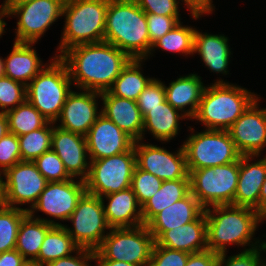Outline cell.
Masks as SVG:
<instances>
[{
    "label": "cell",
    "mask_w": 266,
    "mask_h": 266,
    "mask_svg": "<svg viewBox=\"0 0 266 266\" xmlns=\"http://www.w3.org/2000/svg\"><path fill=\"white\" fill-rule=\"evenodd\" d=\"M58 57L66 64L71 81L82 90L108 91L131 58L107 43L79 44Z\"/></svg>",
    "instance_id": "cell-1"
},
{
    "label": "cell",
    "mask_w": 266,
    "mask_h": 266,
    "mask_svg": "<svg viewBox=\"0 0 266 266\" xmlns=\"http://www.w3.org/2000/svg\"><path fill=\"white\" fill-rule=\"evenodd\" d=\"M104 42L131 59L143 60L151 54L146 13L135 0H108Z\"/></svg>",
    "instance_id": "cell-2"
},
{
    "label": "cell",
    "mask_w": 266,
    "mask_h": 266,
    "mask_svg": "<svg viewBox=\"0 0 266 266\" xmlns=\"http://www.w3.org/2000/svg\"><path fill=\"white\" fill-rule=\"evenodd\" d=\"M212 207L205 209L209 250L221 254L226 253L227 244L245 246L252 242L259 223L255 209L232 204Z\"/></svg>",
    "instance_id": "cell-3"
},
{
    "label": "cell",
    "mask_w": 266,
    "mask_h": 266,
    "mask_svg": "<svg viewBox=\"0 0 266 266\" xmlns=\"http://www.w3.org/2000/svg\"><path fill=\"white\" fill-rule=\"evenodd\" d=\"M245 88L218 80L206 87L193 119L207 129L228 130L257 98Z\"/></svg>",
    "instance_id": "cell-4"
},
{
    "label": "cell",
    "mask_w": 266,
    "mask_h": 266,
    "mask_svg": "<svg viewBox=\"0 0 266 266\" xmlns=\"http://www.w3.org/2000/svg\"><path fill=\"white\" fill-rule=\"evenodd\" d=\"M108 0H65L62 16H66L61 37L60 55L79 44L104 42Z\"/></svg>",
    "instance_id": "cell-5"
},
{
    "label": "cell",
    "mask_w": 266,
    "mask_h": 266,
    "mask_svg": "<svg viewBox=\"0 0 266 266\" xmlns=\"http://www.w3.org/2000/svg\"><path fill=\"white\" fill-rule=\"evenodd\" d=\"M26 86L29 101L49 122L56 123L72 81L66 64L56 55Z\"/></svg>",
    "instance_id": "cell-6"
},
{
    "label": "cell",
    "mask_w": 266,
    "mask_h": 266,
    "mask_svg": "<svg viewBox=\"0 0 266 266\" xmlns=\"http://www.w3.org/2000/svg\"><path fill=\"white\" fill-rule=\"evenodd\" d=\"M101 246L94 251L95 260H113L146 266L152 256L155 239L146 225L110 228Z\"/></svg>",
    "instance_id": "cell-7"
},
{
    "label": "cell",
    "mask_w": 266,
    "mask_h": 266,
    "mask_svg": "<svg viewBox=\"0 0 266 266\" xmlns=\"http://www.w3.org/2000/svg\"><path fill=\"white\" fill-rule=\"evenodd\" d=\"M193 196L206 209L233 204L239 179V160L226 165L189 170Z\"/></svg>",
    "instance_id": "cell-8"
},
{
    "label": "cell",
    "mask_w": 266,
    "mask_h": 266,
    "mask_svg": "<svg viewBox=\"0 0 266 266\" xmlns=\"http://www.w3.org/2000/svg\"><path fill=\"white\" fill-rule=\"evenodd\" d=\"M182 146L188 170L226 165L241 157L228 130L206 129L189 136Z\"/></svg>",
    "instance_id": "cell-9"
},
{
    "label": "cell",
    "mask_w": 266,
    "mask_h": 266,
    "mask_svg": "<svg viewBox=\"0 0 266 266\" xmlns=\"http://www.w3.org/2000/svg\"><path fill=\"white\" fill-rule=\"evenodd\" d=\"M89 162V173L84 180L87 193L102 197L131 187L136 166L134 147L124 153Z\"/></svg>",
    "instance_id": "cell-10"
},
{
    "label": "cell",
    "mask_w": 266,
    "mask_h": 266,
    "mask_svg": "<svg viewBox=\"0 0 266 266\" xmlns=\"http://www.w3.org/2000/svg\"><path fill=\"white\" fill-rule=\"evenodd\" d=\"M103 207V198L85 192L68 218L73 229L63 225L79 248L96 251L101 246L106 236L104 230L110 229Z\"/></svg>",
    "instance_id": "cell-11"
},
{
    "label": "cell",
    "mask_w": 266,
    "mask_h": 266,
    "mask_svg": "<svg viewBox=\"0 0 266 266\" xmlns=\"http://www.w3.org/2000/svg\"><path fill=\"white\" fill-rule=\"evenodd\" d=\"M65 0H33L9 6V16L17 15V43H35L60 16Z\"/></svg>",
    "instance_id": "cell-12"
},
{
    "label": "cell",
    "mask_w": 266,
    "mask_h": 266,
    "mask_svg": "<svg viewBox=\"0 0 266 266\" xmlns=\"http://www.w3.org/2000/svg\"><path fill=\"white\" fill-rule=\"evenodd\" d=\"M134 151L136 166L162 181L190 179L183 146L176 154L156 145L140 143L138 140L134 143Z\"/></svg>",
    "instance_id": "cell-13"
},
{
    "label": "cell",
    "mask_w": 266,
    "mask_h": 266,
    "mask_svg": "<svg viewBox=\"0 0 266 266\" xmlns=\"http://www.w3.org/2000/svg\"><path fill=\"white\" fill-rule=\"evenodd\" d=\"M3 176L5 205L9 207L30 202L32 207L48 183L33 161H20Z\"/></svg>",
    "instance_id": "cell-14"
},
{
    "label": "cell",
    "mask_w": 266,
    "mask_h": 266,
    "mask_svg": "<svg viewBox=\"0 0 266 266\" xmlns=\"http://www.w3.org/2000/svg\"><path fill=\"white\" fill-rule=\"evenodd\" d=\"M85 192L83 180L75 182L72 178L67 181L48 182L36 203L30 209H26L30 216L38 210L54 218L68 220Z\"/></svg>",
    "instance_id": "cell-15"
},
{
    "label": "cell",
    "mask_w": 266,
    "mask_h": 266,
    "mask_svg": "<svg viewBox=\"0 0 266 266\" xmlns=\"http://www.w3.org/2000/svg\"><path fill=\"white\" fill-rule=\"evenodd\" d=\"M241 155L259 156L266 146V108L258 109V97L228 129Z\"/></svg>",
    "instance_id": "cell-16"
},
{
    "label": "cell",
    "mask_w": 266,
    "mask_h": 266,
    "mask_svg": "<svg viewBox=\"0 0 266 266\" xmlns=\"http://www.w3.org/2000/svg\"><path fill=\"white\" fill-rule=\"evenodd\" d=\"M89 160L115 156L131 150L135 140L103 114L85 135Z\"/></svg>",
    "instance_id": "cell-17"
},
{
    "label": "cell",
    "mask_w": 266,
    "mask_h": 266,
    "mask_svg": "<svg viewBox=\"0 0 266 266\" xmlns=\"http://www.w3.org/2000/svg\"><path fill=\"white\" fill-rule=\"evenodd\" d=\"M83 91L80 93L71 91L67 95L57 120L61 122L59 128L85 136L101 113H97L96 103V98L101 97V93Z\"/></svg>",
    "instance_id": "cell-18"
},
{
    "label": "cell",
    "mask_w": 266,
    "mask_h": 266,
    "mask_svg": "<svg viewBox=\"0 0 266 266\" xmlns=\"http://www.w3.org/2000/svg\"><path fill=\"white\" fill-rule=\"evenodd\" d=\"M51 149L64 163L72 178L81 176L85 180L89 173L90 162L87 161L88 148L85 136L53 127Z\"/></svg>",
    "instance_id": "cell-19"
},
{
    "label": "cell",
    "mask_w": 266,
    "mask_h": 266,
    "mask_svg": "<svg viewBox=\"0 0 266 266\" xmlns=\"http://www.w3.org/2000/svg\"><path fill=\"white\" fill-rule=\"evenodd\" d=\"M255 155H241L239 159V179L232 205L243 206L259 211L261 187L266 179L265 158L249 164Z\"/></svg>",
    "instance_id": "cell-20"
},
{
    "label": "cell",
    "mask_w": 266,
    "mask_h": 266,
    "mask_svg": "<svg viewBox=\"0 0 266 266\" xmlns=\"http://www.w3.org/2000/svg\"><path fill=\"white\" fill-rule=\"evenodd\" d=\"M103 101L100 111L106 118L115 123L135 141L143 139V116L137 101L116 97L109 91L101 93Z\"/></svg>",
    "instance_id": "cell-21"
},
{
    "label": "cell",
    "mask_w": 266,
    "mask_h": 266,
    "mask_svg": "<svg viewBox=\"0 0 266 266\" xmlns=\"http://www.w3.org/2000/svg\"><path fill=\"white\" fill-rule=\"evenodd\" d=\"M205 208L190 192L183 199L174 202L156 214L147 224V228L155 241L165 232L197 219Z\"/></svg>",
    "instance_id": "cell-22"
},
{
    "label": "cell",
    "mask_w": 266,
    "mask_h": 266,
    "mask_svg": "<svg viewBox=\"0 0 266 266\" xmlns=\"http://www.w3.org/2000/svg\"><path fill=\"white\" fill-rule=\"evenodd\" d=\"M159 246L187 253L208 249L205 211L194 221L178 228L165 231L156 241Z\"/></svg>",
    "instance_id": "cell-23"
},
{
    "label": "cell",
    "mask_w": 266,
    "mask_h": 266,
    "mask_svg": "<svg viewBox=\"0 0 266 266\" xmlns=\"http://www.w3.org/2000/svg\"><path fill=\"white\" fill-rule=\"evenodd\" d=\"M105 197L108 200V205H104L103 208L110 228H130L143 225L142 207L131 187L101 198Z\"/></svg>",
    "instance_id": "cell-24"
},
{
    "label": "cell",
    "mask_w": 266,
    "mask_h": 266,
    "mask_svg": "<svg viewBox=\"0 0 266 266\" xmlns=\"http://www.w3.org/2000/svg\"><path fill=\"white\" fill-rule=\"evenodd\" d=\"M164 87L166 101L175 109L184 112L188 119L189 117L190 119L193 118L206 88L201 82V77L197 74H190L177 78L168 87L164 84ZM186 106H190V108L185 110Z\"/></svg>",
    "instance_id": "cell-25"
},
{
    "label": "cell",
    "mask_w": 266,
    "mask_h": 266,
    "mask_svg": "<svg viewBox=\"0 0 266 266\" xmlns=\"http://www.w3.org/2000/svg\"><path fill=\"white\" fill-rule=\"evenodd\" d=\"M31 45L33 43L14 42L12 52L4 59L5 76L25 86L46 66L41 64Z\"/></svg>",
    "instance_id": "cell-26"
},
{
    "label": "cell",
    "mask_w": 266,
    "mask_h": 266,
    "mask_svg": "<svg viewBox=\"0 0 266 266\" xmlns=\"http://www.w3.org/2000/svg\"><path fill=\"white\" fill-rule=\"evenodd\" d=\"M143 116V132L150 131L160 141H169L178 134L179 120L186 119V115H179L166 100L155 108H139Z\"/></svg>",
    "instance_id": "cell-27"
},
{
    "label": "cell",
    "mask_w": 266,
    "mask_h": 266,
    "mask_svg": "<svg viewBox=\"0 0 266 266\" xmlns=\"http://www.w3.org/2000/svg\"><path fill=\"white\" fill-rule=\"evenodd\" d=\"M53 226H62L53 220L34 218L27 214L20 223L15 249L32 263L39 254L47 232ZM30 257V258H29Z\"/></svg>",
    "instance_id": "cell-28"
},
{
    "label": "cell",
    "mask_w": 266,
    "mask_h": 266,
    "mask_svg": "<svg viewBox=\"0 0 266 266\" xmlns=\"http://www.w3.org/2000/svg\"><path fill=\"white\" fill-rule=\"evenodd\" d=\"M193 53L200 54L203 62L211 71L227 74L231 51L228 38L224 35L203 34L196 29Z\"/></svg>",
    "instance_id": "cell-29"
},
{
    "label": "cell",
    "mask_w": 266,
    "mask_h": 266,
    "mask_svg": "<svg viewBox=\"0 0 266 266\" xmlns=\"http://www.w3.org/2000/svg\"><path fill=\"white\" fill-rule=\"evenodd\" d=\"M190 192V179L163 181L161 188L142 206L143 224L146 225L156 214Z\"/></svg>",
    "instance_id": "cell-30"
},
{
    "label": "cell",
    "mask_w": 266,
    "mask_h": 266,
    "mask_svg": "<svg viewBox=\"0 0 266 266\" xmlns=\"http://www.w3.org/2000/svg\"><path fill=\"white\" fill-rule=\"evenodd\" d=\"M78 248L63 225L53 226L47 232L38 257L32 263L35 266H44L53 260L71 255Z\"/></svg>",
    "instance_id": "cell-31"
},
{
    "label": "cell",
    "mask_w": 266,
    "mask_h": 266,
    "mask_svg": "<svg viewBox=\"0 0 266 266\" xmlns=\"http://www.w3.org/2000/svg\"><path fill=\"white\" fill-rule=\"evenodd\" d=\"M142 59H131L108 90L116 97L137 101L139 95L153 78H146L140 71Z\"/></svg>",
    "instance_id": "cell-32"
},
{
    "label": "cell",
    "mask_w": 266,
    "mask_h": 266,
    "mask_svg": "<svg viewBox=\"0 0 266 266\" xmlns=\"http://www.w3.org/2000/svg\"><path fill=\"white\" fill-rule=\"evenodd\" d=\"M9 133L17 137L44 127L49 121L27 100L6 112Z\"/></svg>",
    "instance_id": "cell-33"
},
{
    "label": "cell",
    "mask_w": 266,
    "mask_h": 266,
    "mask_svg": "<svg viewBox=\"0 0 266 266\" xmlns=\"http://www.w3.org/2000/svg\"><path fill=\"white\" fill-rule=\"evenodd\" d=\"M53 122L44 127L18 136L21 161H34L43 153L51 150Z\"/></svg>",
    "instance_id": "cell-34"
},
{
    "label": "cell",
    "mask_w": 266,
    "mask_h": 266,
    "mask_svg": "<svg viewBox=\"0 0 266 266\" xmlns=\"http://www.w3.org/2000/svg\"><path fill=\"white\" fill-rule=\"evenodd\" d=\"M27 214V209L20 207L0 208V253L15 250L19 226Z\"/></svg>",
    "instance_id": "cell-35"
},
{
    "label": "cell",
    "mask_w": 266,
    "mask_h": 266,
    "mask_svg": "<svg viewBox=\"0 0 266 266\" xmlns=\"http://www.w3.org/2000/svg\"><path fill=\"white\" fill-rule=\"evenodd\" d=\"M195 31V28L182 26L179 22L171 31L152 45L151 51L158 47L169 52L172 51V53L193 54Z\"/></svg>",
    "instance_id": "cell-36"
},
{
    "label": "cell",
    "mask_w": 266,
    "mask_h": 266,
    "mask_svg": "<svg viewBox=\"0 0 266 266\" xmlns=\"http://www.w3.org/2000/svg\"><path fill=\"white\" fill-rule=\"evenodd\" d=\"M162 183L163 181L152 173L143 171L135 166L131 188L141 207L161 188Z\"/></svg>",
    "instance_id": "cell-37"
},
{
    "label": "cell",
    "mask_w": 266,
    "mask_h": 266,
    "mask_svg": "<svg viewBox=\"0 0 266 266\" xmlns=\"http://www.w3.org/2000/svg\"><path fill=\"white\" fill-rule=\"evenodd\" d=\"M33 162L48 182L72 179L66 171L64 163L52 149L43 153Z\"/></svg>",
    "instance_id": "cell-38"
},
{
    "label": "cell",
    "mask_w": 266,
    "mask_h": 266,
    "mask_svg": "<svg viewBox=\"0 0 266 266\" xmlns=\"http://www.w3.org/2000/svg\"><path fill=\"white\" fill-rule=\"evenodd\" d=\"M25 100L26 86L23 83L5 75L0 77V108L3 112L16 108Z\"/></svg>",
    "instance_id": "cell-39"
},
{
    "label": "cell",
    "mask_w": 266,
    "mask_h": 266,
    "mask_svg": "<svg viewBox=\"0 0 266 266\" xmlns=\"http://www.w3.org/2000/svg\"><path fill=\"white\" fill-rule=\"evenodd\" d=\"M260 240L251 244V248L245 249L243 252L228 257L226 253H221L218 256L217 266H266L265 261L261 259V251H266V242L263 241L259 245ZM225 264V265H224Z\"/></svg>",
    "instance_id": "cell-40"
},
{
    "label": "cell",
    "mask_w": 266,
    "mask_h": 266,
    "mask_svg": "<svg viewBox=\"0 0 266 266\" xmlns=\"http://www.w3.org/2000/svg\"><path fill=\"white\" fill-rule=\"evenodd\" d=\"M190 253L159 246L156 242L146 266H185Z\"/></svg>",
    "instance_id": "cell-41"
},
{
    "label": "cell",
    "mask_w": 266,
    "mask_h": 266,
    "mask_svg": "<svg viewBox=\"0 0 266 266\" xmlns=\"http://www.w3.org/2000/svg\"><path fill=\"white\" fill-rule=\"evenodd\" d=\"M20 161L21 152L18 137L15 134L8 133L0 139V172L3 174Z\"/></svg>",
    "instance_id": "cell-42"
},
{
    "label": "cell",
    "mask_w": 266,
    "mask_h": 266,
    "mask_svg": "<svg viewBox=\"0 0 266 266\" xmlns=\"http://www.w3.org/2000/svg\"><path fill=\"white\" fill-rule=\"evenodd\" d=\"M148 34L152 45L166 33L171 31L179 22V16H163L146 13Z\"/></svg>",
    "instance_id": "cell-43"
},
{
    "label": "cell",
    "mask_w": 266,
    "mask_h": 266,
    "mask_svg": "<svg viewBox=\"0 0 266 266\" xmlns=\"http://www.w3.org/2000/svg\"><path fill=\"white\" fill-rule=\"evenodd\" d=\"M166 100L164 84L153 78L137 99L139 108H155Z\"/></svg>",
    "instance_id": "cell-44"
},
{
    "label": "cell",
    "mask_w": 266,
    "mask_h": 266,
    "mask_svg": "<svg viewBox=\"0 0 266 266\" xmlns=\"http://www.w3.org/2000/svg\"><path fill=\"white\" fill-rule=\"evenodd\" d=\"M145 12L163 16H179L177 0H135Z\"/></svg>",
    "instance_id": "cell-45"
},
{
    "label": "cell",
    "mask_w": 266,
    "mask_h": 266,
    "mask_svg": "<svg viewBox=\"0 0 266 266\" xmlns=\"http://www.w3.org/2000/svg\"><path fill=\"white\" fill-rule=\"evenodd\" d=\"M77 256H66L47 263L45 266H89L88 260H95L94 251L85 248L76 250Z\"/></svg>",
    "instance_id": "cell-46"
},
{
    "label": "cell",
    "mask_w": 266,
    "mask_h": 266,
    "mask_svg": "<svg viewBox=\"0 0 266 266\" xmlns=\"http://www.w3.org/2000/svg\"><path fill=\"white\" fill-rule=\"evenodd\" d=\"M219 254L207 249L189 254L185 266H217Z\"/></svg>",
    "instance_id": "cell-47"
},
{
    "label": "cell",
    "mask_w": 266,
    "mask_h": 266,
    "mask_svg": "<svg viewBox=\"0 0 266 266\" xmlns=\"http://www.w3.org/2000/svg\"><path fill=\"white\" fill-rule=\"evenodd\" d=\"M193 18L198 19L205 13H211L214 8L212 0H183Z\"/></svg>",
    "instance_id": "cell-48"
},
{
    "label": "cell",
    "mask_w": 266,
    "mask_h": 266,
    "mask_svg": "<svg viewBox=\"0 0 266 266\" xmlns=\"http://www.w3.org/2000/svg\"><path fill=\"white\" fill-rule=\"evenodd\" d=\"M28 264L16 249L0 253V266H27Z\"/></svg>",
    "instance_id": "cell-49"
},
{
    "label": "cell",
    "mask_w": 266,
    "mask_h": 266,
    "mask_svg": "<svg viewBox=\"0 0 266 266\" xmlns=\"http://www.w3.org/2000/svg\"><path fill=\"white\" fill-rule=\"evenodd\" d=\"M9 133L8 117L6 112H0V139Z\"/></svg>",
    "instance_id": "cell-50"
},
{
    "label": "cell",
    "mask_w": 266,
    "mask_h": 266,
    "mask_svg": "<svg viewBox=\"0 0 266 266\" xmlns=\"http://www.w3.org/2000/svg\"><path fill=\"white\" fill-rule=\"evenodd\" d=\"M97 261V266H137L130 263L113 261V260H95Z\"/></svg>",
    "instance_id": "cell-51"
},
{
    "label": "cell",
    "mask_w": 266,
    "mask_h": 266,
    "mask_svg": "<svg viewBox=\"0 0 266 266\" xmlns=\"http://www.w3.org/2000/svg\"><path fill=\"white\" fill-rule=\"evenodd\" d=\"M9 15V6L7 3H4L0 9V36L3 34L4 26L6 25L5 21H3L2 17Z\"/></svg>",
    "instance_id": "cell-52"
},
{
    "label": "cell",
    "mask_w": 266,
    "mask_h": 266,
    "mask_svg": "<svg viewBox=\"0 0 266 266\" xmlns=\"http://www.w3.org/2000/svg\"><path fill=\"white\" fill-rule=\"evenodd\" d=\"M266 204V179L261 187L259 198V210Z\"/></svg>",
    "instance_id": "cell-53"
},
{
    "label": "cell",
    "mask_w": 266,
    "mask_h": 266,
    "mask_svg": "<svg viewBox=\"0 0 266 266\" xmlns=\"http://www.w3.org/2000/svg\"><path fill=\"white\" fill-rule=\"evenodd\" d=\"M3 206H5L4 184H3V178L0 172V208Z\"/></svg>",
    "instance_id": "cell-54"
},
{
    "label": "cell",
    "mask_w": 266,
    "mask_h": 266,
    "mask_svg": "<svg viewBox=\"0 0 266 266\" xmlns=\"http://www.w3.org/2000/svg\"><path fill=\"white\" fill-rule=\"evenodd\" d=\"M30 1H33V0H9L7 4L8 6H16V5L24 4Z\"/></svg>",
    "instance_id": "cell-55"
},
{
    "label": "cell",
    "mask_w": 266,
    "mask_h": 266,
    "mask_svg": "<svg viewBox=\"0 0 266 266\" xmlns=\"http://www.w3.org/2000/svg\"><path fill=\"white\" fill-rule=\"evenodd\" d=\"M259 222L266 219V204L258 211Z\"/></svg>",
    "instance_id": "cell-56"
},
{
    "label": "cell",
    "mask_w": 266,
    "mask_h": 266,
    "mask_svg": "<svg viewBox=\"0 0 266 266\" xmlns=\"http://www.w3.org/2000/svg\"><path fill=\"white\" fill-rule=\"evenodd\" d=\"M5 75V71H4V59H2L0 57V77Z\"/></svg>",
    "instance_id": "cell-57"
},
{
    "label": "cell",
    "mask_w": 266,
    "mask_h": 266,
    "mask_svg": "<svg viewBox=\"0 0 266 266\" xmlns=\"http://www.w3.org/2000/svg\"><path fill=\"white\" fill-rule=\"evenodd\" d=\"M27 266H35L33 263H29Z\"/></svg>",
    "instance_id": "cell-58"
}]
</instances>
